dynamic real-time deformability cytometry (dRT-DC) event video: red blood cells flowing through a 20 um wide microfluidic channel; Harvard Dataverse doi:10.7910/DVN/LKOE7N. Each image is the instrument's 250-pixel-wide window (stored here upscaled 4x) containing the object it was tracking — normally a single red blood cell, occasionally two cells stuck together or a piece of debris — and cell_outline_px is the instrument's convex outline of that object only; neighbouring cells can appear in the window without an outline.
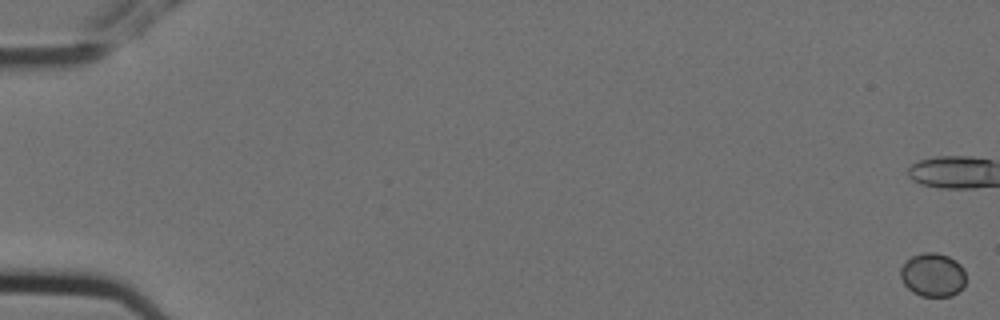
{"species": "Egyptian fruit bat (a non-hibernating species)", "species_latin": "Rousettus aegyptiacus", "temperature_condition": "cold", "stored_images_in_passage": 4, "camera_frame_rate_fps": 3000, "um_per_image_px": 0.085, "animal": {"sex": "female"}, "frame": {"image": 1, "passage_image": 1, "time_ms": 0.0, "image_size_px": [1000, 320], "cell_outline_px": [[964, 288], [952, 296], [920, 296], [912, 292], [904, 284], [900, 276], [900, 268], [912, 256], [924, 252], [936, 252], [948, 256], [956, 260], [964, 268]], "centroid_in_image_um": [79.3, 23.37], "position_along_channel_um": 5.7, "area_um2": 16.7}}